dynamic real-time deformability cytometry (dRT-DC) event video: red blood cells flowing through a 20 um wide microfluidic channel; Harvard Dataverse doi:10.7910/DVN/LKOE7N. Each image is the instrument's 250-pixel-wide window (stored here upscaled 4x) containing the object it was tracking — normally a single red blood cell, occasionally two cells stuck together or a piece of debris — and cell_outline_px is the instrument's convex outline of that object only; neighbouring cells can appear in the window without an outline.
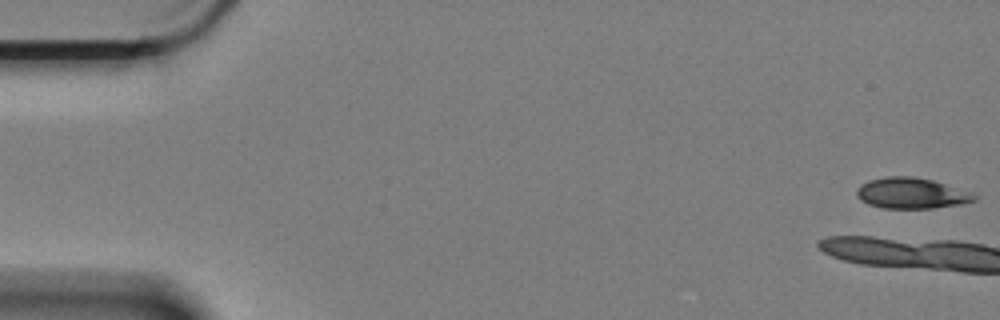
{"species": "Egyptian fruit bat (a non-hibernating species)", "species_latin": "Rousettus aegyptiacus", "temperature_condition": "cold", "stored_images_in_passage": 13, "camera_frame_rate_fps": 3000, "um_per_image_px": 0.085, "animal": {"sex": "female"}, "frame": {"image": 1, "passage_image": 1, "time_ms": 0.0, "image_size_px": [1000, 320], "cell_outline_px": [[980, 196], [976, 200], [960, 204], [932, 208], [884, 208], [868, 204], [860, 200], [856, 196], [856, 192], [868, 180], [888, 176], [912, 176], [932, 180], [972, 192]], "centroid_in_image_um": [77.51, 16.42], "position_along_channel_um": 7.5, "area_um2": 21.04}}